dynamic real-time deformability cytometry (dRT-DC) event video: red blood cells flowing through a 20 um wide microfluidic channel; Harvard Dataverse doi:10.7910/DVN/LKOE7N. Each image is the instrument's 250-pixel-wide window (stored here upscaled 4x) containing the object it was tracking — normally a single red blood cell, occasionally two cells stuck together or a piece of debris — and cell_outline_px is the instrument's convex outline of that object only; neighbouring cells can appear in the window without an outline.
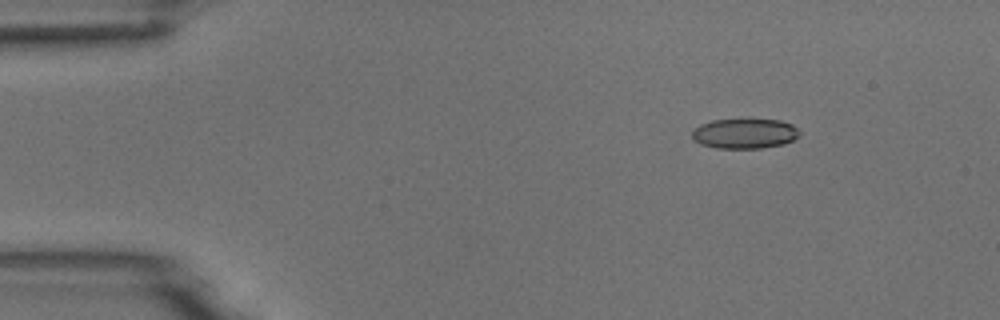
{"species": "common noctule bat (a hibernating species)", "species_latin": "Nyctalus noctula", "temperature_condition": "room temperature", "stored_images_in_passage": 55, "camera_frame_rate_fps": 3000, "um_per_image_px": 0.085, "animal": {"sex": "male", "body_mass_g": 18.8}, "frame": {"image": 1, "passage_image": 8, "time_ms": 2.333, "image_size_px": [1000, 320], "cell_outline_px": [[800, 136], [784, 144], [760, 148], [716, 148], [700, 144], [692, 136], [692, 132], [700, 124], [712, 120], [780, 120], [792, 124], [800, 132]], "centroid_in_image_um": [63.31, 11.36], "position_along_channel_um": 21.7, "area_um2": 18.61}}
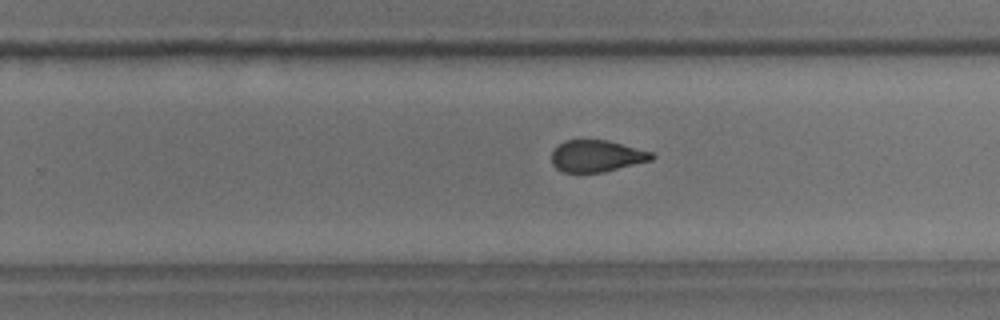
{"frame": {"image": 2, "passage_image": 35, "time_ms": 11.333, "image_size_px": [1000, 320], "cell_outline_px": [[656, 156], [652, 160], [604, 172], [564, 172], [556, 168], [552, 164], [552, 148], [564, 140], [608, 140], [652, 152]], "centroid_in_image_um": [50.7, 13.25], "position_along_channel_um": 279.1, "area_um2": 18.61}}
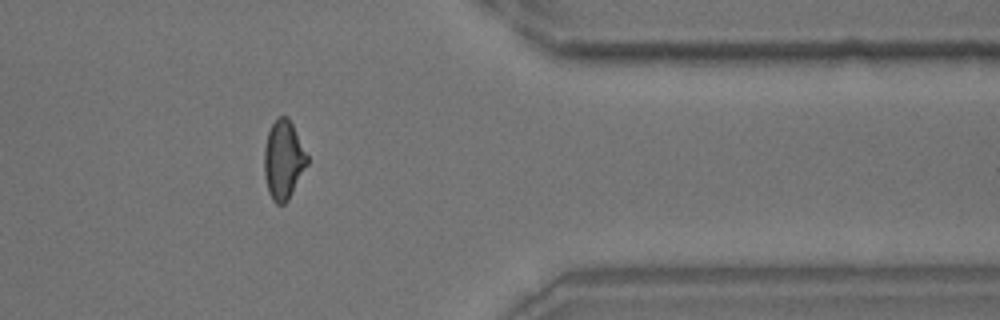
{"frame": {"image": 3, "passage_image": 45, "time_ms": 14.667, "image_size_px": [1000, 320], "cell_outline_px": [[308, 164], [288, 200], [284, 204], [276, 204], [272, 200], [268, 192], [264, 176], [264, 148], [268, 132], [272, 124], [280, 116], [288, 116], [308, 156]], "centroid_in_image_um": [24.08, 13.61], "position_along_channel_um": 387.3, "area_um2": 19.71}, "authors_computed_cell_mechanics": {"area_um2": 19.8254, "velocity_mm_per_s": 3.7304, "shape_relaxation_time_tau1_ms": 5.5165, "shape_relaxation_time_tau2_ms": 1.4825, "deformation_change_tau1": 0.1479, "deformation_change_tau2": 0.0628}}